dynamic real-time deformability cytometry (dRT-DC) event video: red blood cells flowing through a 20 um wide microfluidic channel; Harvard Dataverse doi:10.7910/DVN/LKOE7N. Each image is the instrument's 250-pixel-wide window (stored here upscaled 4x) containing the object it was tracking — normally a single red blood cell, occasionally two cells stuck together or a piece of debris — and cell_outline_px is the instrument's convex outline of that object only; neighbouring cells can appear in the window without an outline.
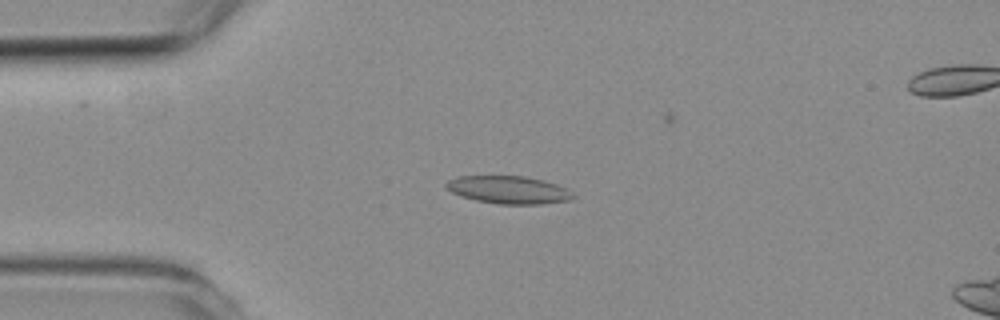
{"species": "common noctule bat (a hibernating species)", "species_latin": "Nyctalus noctula", "temperature_condition": "room temperature", "stored_images_in_passage": 6, "camera_frame_rate_fps": 3000, "um_per_image_px": 0.085, "animal": {"sex": "female", "body_mass_g": 19.3, "forearm_length_mm": 54.1}, "frame": {"image": 1, "passage_image": 3, "time_ms": 2.333, "image_size_px": [1000, 320], "cell_outline_px": [[576, 196], [568, 200], [540, 204], [500, 204], [476, 200], [460, 196], [452, 192], [444, 184], [448, 180], [460, 176], [524, 176], [544, 180], [556, 184], [572, 192]], "centroid_in_image_um": [43.22, 16.13], "position_along_channel_um": 41.8, "area_um2": 20.35}}
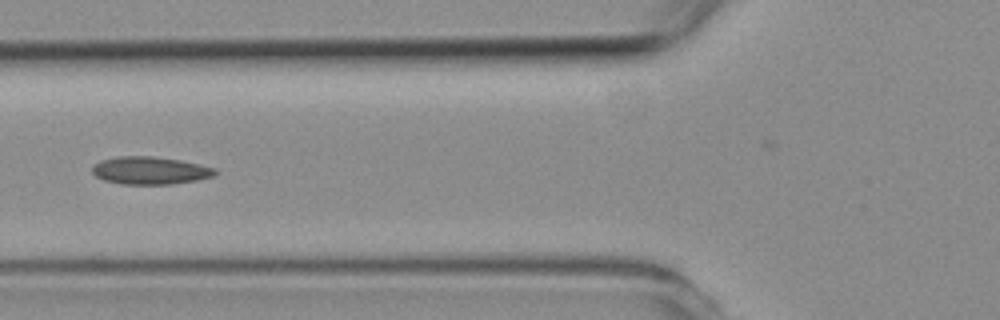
{"frame": {"image": 2, "passage_image": 5, "time_ms": 4.667, "image_size_px": [1000, 320], "cell_outline_px": [[220, 172], [212, 176], [196, 180], [172, 184], [120, 184], [104, 180], [96, 176], [92, 172], [92, 168], [100, 160], [116, 156], [152, 156], [180, 160], [200, 164], [216, 168]], "centroid_in_image_um": [12.77, 14.49], "position_along_channel_um": 113.0, "area_um2": 19.88}}
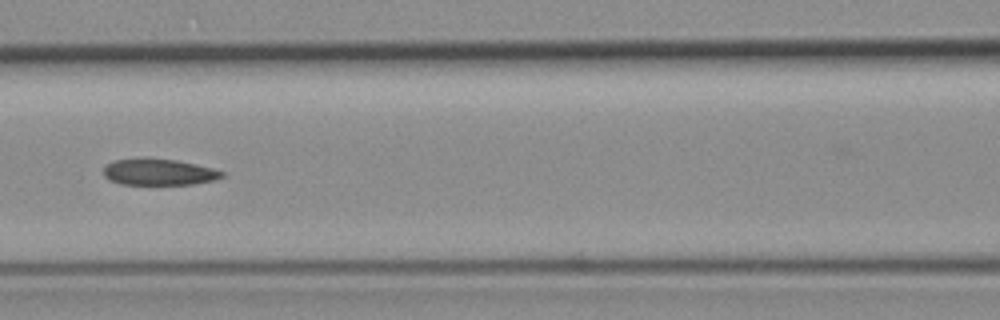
{"frame": {"image": 3, "passage_image": 6, "time_ms": 5.667, "image_size_px": [1000, 320], "cell_outline_px": [[224, 176], [216, 180], [192, 184], [120, 184], [108, 180], [104, 176], [104, 168], [112, 160], [176, 160], [212, 168], [224, 172]], "centroid_in_image_um": [13.52, 14.66], "position_along_channel_um": 153.1, "area_um2": 17.63}}